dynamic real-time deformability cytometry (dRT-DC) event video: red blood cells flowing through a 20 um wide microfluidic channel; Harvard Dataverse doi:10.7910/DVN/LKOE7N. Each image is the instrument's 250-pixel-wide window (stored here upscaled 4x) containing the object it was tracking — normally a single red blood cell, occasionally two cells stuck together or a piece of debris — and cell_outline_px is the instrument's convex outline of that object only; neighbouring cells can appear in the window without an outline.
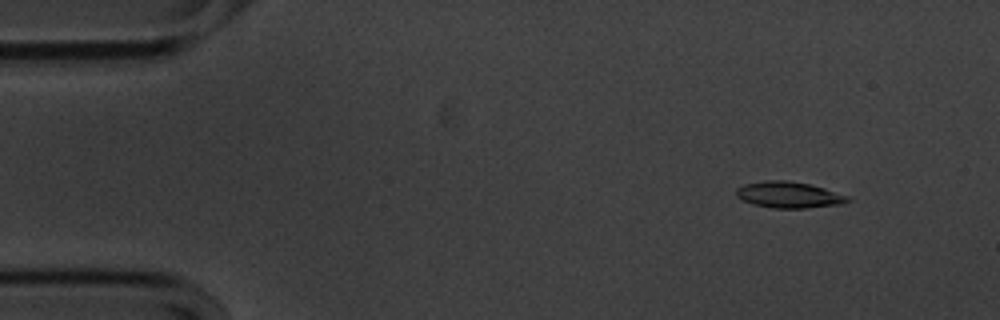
{"species": "common noctule bat (a hibernating species)", "species_latin": "Nyctalus noctula", "temperature_condition": "cold", "stored_images_in_passage": 56, "camera_frame_rate_fps": 3000, "um_per_image_px": 0.085, "animal": {"sex": "male", "body_mass_g": 20.1, "forearm_length_mm": 53.5}, "frame": {"image": 1, "passage_image": 6, "time_ms": 1.667, "image_size_px": [1000, 320], "cell_outline_px": [[852, 200], [844, 204], [804, 208], [772, 208], [752, 204], [736, 196], [736, 188], [744, 184], [764, 180], [784, 180], [808, 184], [824, 188], [848, 196]], "centroid_in_image_um": [67.05, 16.56], "position_along_channel_um": 18.0, "area_um2": 17.05}}
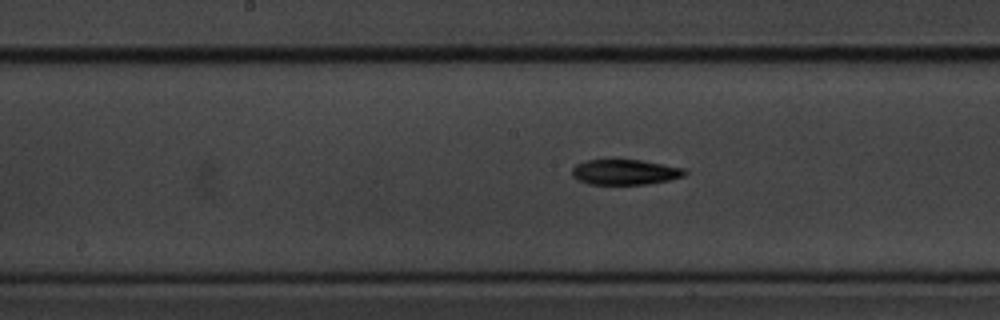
{"frame": {"image": 2, "passage_image": 28, "time_ms": 9.0, "image_size_px": [1000, 320], "cell_outline_px": [[688, 172], [684, 176], [672, 180], [648, 184], [588, 184], [572, 176], [572, 168], [576, 164], [588, 160], [640, 160], [684, 168]], "centroid_in_image_um": [53.16, 14.63], "position_along_channel_um": 195.0, "area_um2": 16.59}}
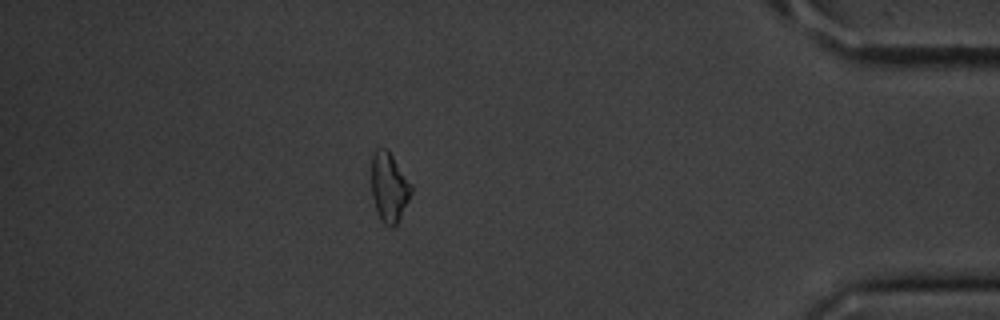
{"frame": {"image": 3, "passage_image": 49, "time_ms": 16.0, "image_size_px": [1000, 320], "cell_outline_px": [[412, 192], [396, 224], [392, 228], [384, 224], [380, 220], [376, 212], [372, 196], [372, 156], [376, 148], [384, 148], [392, 156], [412, 184]], "centroid_in_image_um": [33.06, 15.94], "position_along_channel_um": 402.1, "area_um2": 15.9}, "authors_computed_cell_mechanics": {"area_um2": 16.7331, "velocity_mm_per_s": 3.5743, "shape_relaxation_time_tau1_ms": 4.8914, "shape_relaxation_time_tau2_ms": null, "deformation_change_tau1": 0.1662, "deformation_change_tau2": null}}